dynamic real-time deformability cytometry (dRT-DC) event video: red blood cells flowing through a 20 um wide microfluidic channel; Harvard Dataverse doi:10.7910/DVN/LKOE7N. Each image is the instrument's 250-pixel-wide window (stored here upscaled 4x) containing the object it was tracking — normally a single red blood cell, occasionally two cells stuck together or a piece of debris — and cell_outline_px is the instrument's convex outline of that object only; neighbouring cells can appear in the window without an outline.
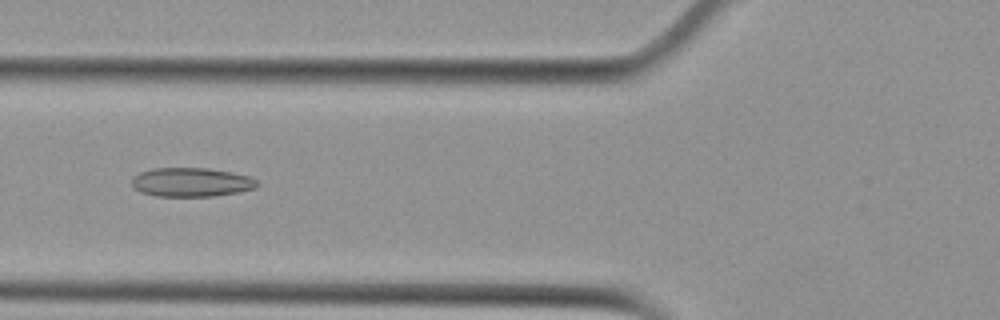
{"species": "Egyptian fruit bat (a non-hibernating species)", "species_latin": "Rousettus aegyptiacus", "temperature_condition": "cold", "stored_images_in_passage": 40, "camera_frame_rate_fps": 3000, "um_per_image_px": 0.085, "animal": {"sex": "female"}, "frame": {"image": 1, "passage_image": 8, "time_ms": 2.333, "image_size_px": [1000, 320], "cell_outline_px": [[260, 184], [256, 188], [236, 192], [212, 196], [156, 196], [140, 192], [132, 184], [132, 180], [140, 172], [152, 168], [208, 168], [232, 172], [248, 176], [256, 180]], "centroid_in_image_um": [16.28, 15.48], "position_along_channel_um": 109.5, "area_um2": 21.04}}
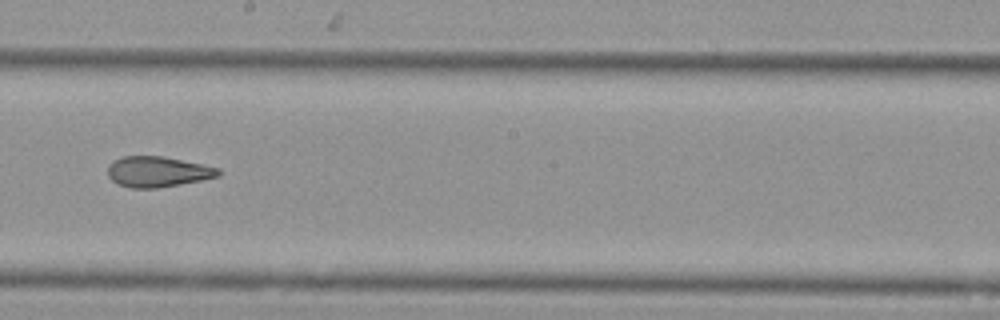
{"frame": {"image": 2, "passage_image": 18, "time_ms": 5.667, "image_size_px": [1000, 320], "cell_outline_px": [[220, 176], [180, 184], [156, 188], [132, 188], [116, 184], [108, 176], [108, 164], [112, 160], [124, 156], [164, 156], [220, 168]], "centroid_in_image_um": [13.37, 14.59], "position_along_channel_um": 234.8, "area_um2": 19.77}}
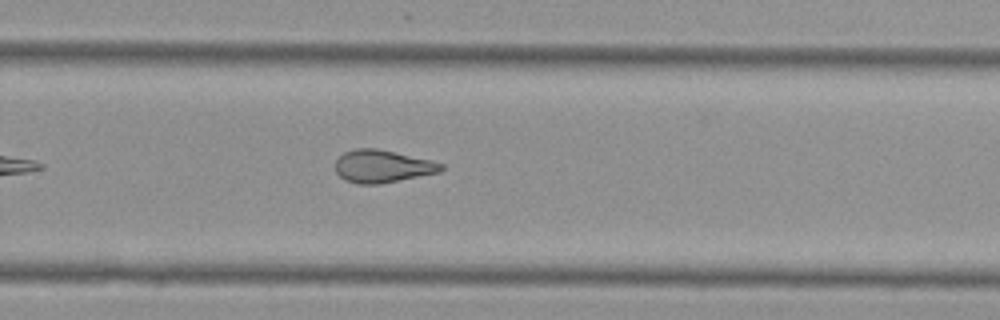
{"frame": {"image": 3, "passage_image": 23, "time_ms": 7.333, "image_size_px": [1000, 320], "cell_outline_px": [[444, 168], [440, 172], [380, 184], [356, 184], [340, 176], [336, 172], [336, 160], [344, 152], [356, 148], [376, 148], [432, 160], [444, 164]], "centroid_in_image_um": [32.52, 14.13], "position_along_channel_um": 297.3, "area_um2": 20.06}, "authors_computed_cell_mechanics": {"area_um2": 20.7791, "velocity_mm_per_s": 3.7585, "shape_relaxation_time_tau1_ms": null, "shape_relaxation_time_tau2_ms": 2.6375, "deformation_change_tau1": null, "deformation_change_tau2": 0.0995}}